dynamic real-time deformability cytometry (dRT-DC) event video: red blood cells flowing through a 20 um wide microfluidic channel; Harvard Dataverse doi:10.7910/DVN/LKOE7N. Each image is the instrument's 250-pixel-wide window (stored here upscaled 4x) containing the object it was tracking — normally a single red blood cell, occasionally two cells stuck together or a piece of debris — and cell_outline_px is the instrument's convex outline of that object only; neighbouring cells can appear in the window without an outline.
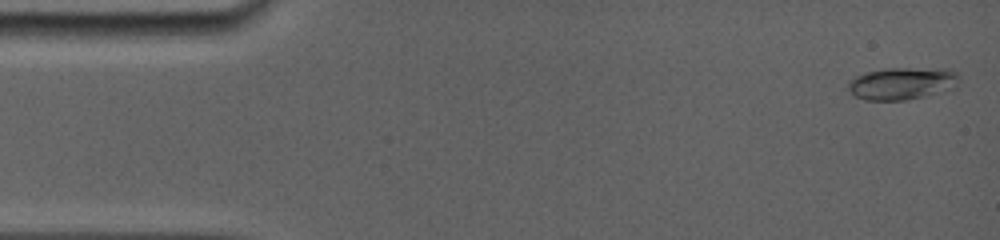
{"species": "common noctule bat (a hibernating species)", "species_latin": "Nyctalus noctula", "temperature_condition": "room temperature", "stored_images_in_passage": 5, "camera_frame_rate_fps": 5000, "um_per_image_px": 0.085, "animal": {"sex": "female", "body_mass_g": 19.0, "forearm_length_mm": 56.7}, "frame": {"image": 1, "passage_image": 1, "time_ms": 0.0, "image_size_px": [1000, 240], "cell_outline_px": [[960, 80], [924, 96], [908, 100], [864, 100], [856, 96], [848, 88], [848, 80], [856, 76], [868, 72], [888, 68], [948, 68], [956, 72], [960, 76]], "centroid_in_image_um": [76.59, 7.07], "position_along_channel_um": 8.4, "area_um2": 20.29}}